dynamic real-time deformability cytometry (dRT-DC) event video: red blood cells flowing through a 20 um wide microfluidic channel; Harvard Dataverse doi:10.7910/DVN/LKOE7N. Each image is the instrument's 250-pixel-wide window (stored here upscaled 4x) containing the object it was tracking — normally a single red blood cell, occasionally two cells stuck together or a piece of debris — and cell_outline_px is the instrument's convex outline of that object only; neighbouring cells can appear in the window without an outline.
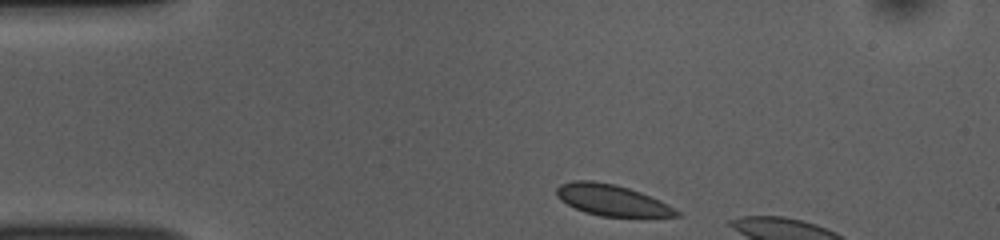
{"species": "common noctule bat (a hibernating species)", "species_latin": "Nyctalus noctula", "temperature_condition": "room temperature", "stored_images_in_passage": 6, "camera_frame_rate_fps": 3000, "um_per_image_px": 0.085, "animal": {"sex": "female", "body_mass_g": 10.0, "forearm_length_mm": 53.1}, "frame": {"image": 1, "passage_image": 1, "time_ms": 0.0, "image_size_px": [1000, 240], "cell_outline_px": [[680, 216], [600, 216], [584, 212], [560, 200], [556, 196], [556, 188], [560, 184], [572, 180], [592, 180], [616, 184], [640, 192], [660, 200], [668, 204], [680, 212]], "centroid_in_image_um": [51.97, 16.99], "position_along_channel_um": 33.0, "area_um2": 21.68}}